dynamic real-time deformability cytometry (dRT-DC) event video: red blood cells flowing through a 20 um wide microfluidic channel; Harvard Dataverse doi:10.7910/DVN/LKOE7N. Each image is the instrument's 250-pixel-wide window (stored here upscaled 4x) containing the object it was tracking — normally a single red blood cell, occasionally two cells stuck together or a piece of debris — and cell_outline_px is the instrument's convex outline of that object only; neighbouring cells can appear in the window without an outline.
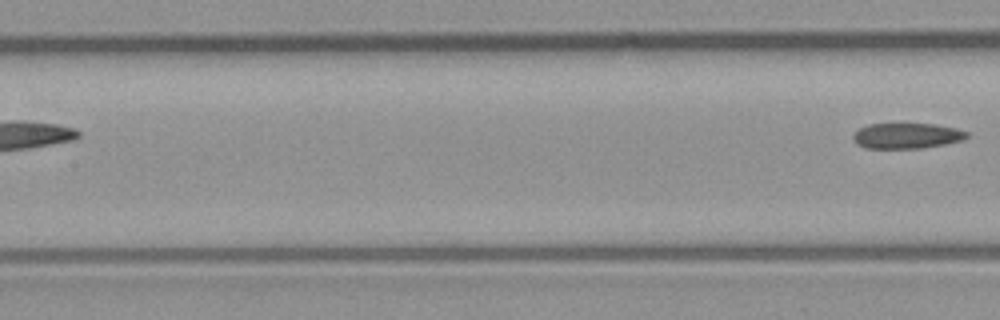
{"species": "common noctule bat (a hibernating species)", "species_latin": "Nyctalus noctula", "temperature_condition": "room temperature", "stored_images_in_passage": 4, "segment_of_instrument_passage": [2, 2], "camera_frame_rate_fps": 3000, "um_per_image_px": 0.085, "animal": {"sex": "male", "body_mass_g": 23.1, "forearm_length_mm": 52.7}, "frame": {"image": 1, "passage_image": 4, "time_ms": 1.0, "image_size_px": [1000, 320], "cell_outline_px": [[968, 136], [964, 140], [944, 144], [920, 148], [864, 148], [856, 144], [852, 136], [860, 128], [868, 124], [936, 124], [956, 128], [968, 132]], "centroid_in_image_um": [77.08, 11.54], "position_along_channel_um": 130.3, "area_um2": 16.88}}